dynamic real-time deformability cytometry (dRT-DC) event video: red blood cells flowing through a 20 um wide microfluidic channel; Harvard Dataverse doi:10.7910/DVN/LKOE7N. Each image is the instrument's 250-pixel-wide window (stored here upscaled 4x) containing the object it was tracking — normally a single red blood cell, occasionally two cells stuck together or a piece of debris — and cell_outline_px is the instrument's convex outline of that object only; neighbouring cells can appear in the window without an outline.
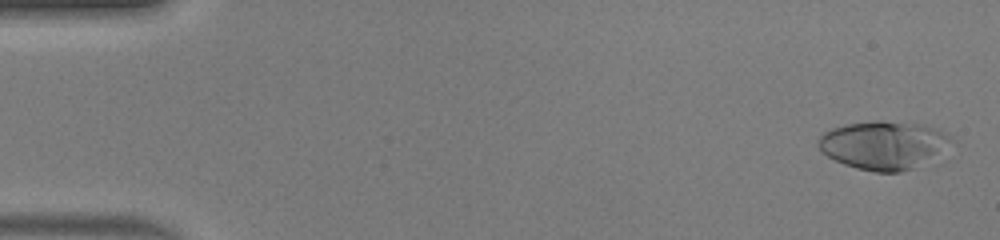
{"species": "human", "species_latin": "Homo sapiens", "temperature_condition": "warm", "stored_images_in_passage": 49, "camera_frame_rate_fps": 3000, "um_per_image_px": 0.085, "donor": {"sex": "male"}, "frame": {"image": 1, "passage_image": 2, "time_ms": 0.333, "image_size_px": [1000, 240], "cell_outline_px": [[952, 136], [948, 140], [912, 168], [900, 172], [876, 172], [856, 168], [844, 164], [828, 156], [816, 144], [820, 136], [824, 132], [832, 128], [844, 124], [872, 120], [880, 120], [916, 124], [932, 128], [944, 132]], "centroid_in_image_um": [74.9, 12.3], "position_along_channel_um": 10.1, "area_um2": 35.78}}
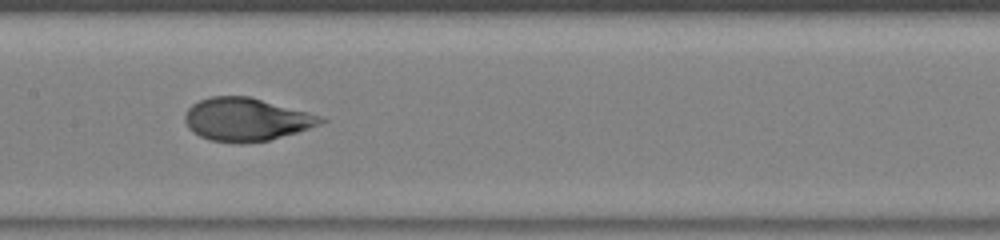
{"frame": {"image": 2, "passage_image": 25, "time_ms": 8.0, "image_size_px": [1000, 240], "cell_outline_px": [[328, 120], [320, 124], [296, 132], [268, 140], [240, 144], [208, 140], [192, 132], [188, 128], [184, 120], [184, 116], [188, 108], [192, 104], [200, 100], [212, 96], [248, 96], [308, 112], [320, 116]], "centroid_in_image_um": [20.88, 10.16], "position_along_channel_um": 186.5, "area_um2": 33.93}}
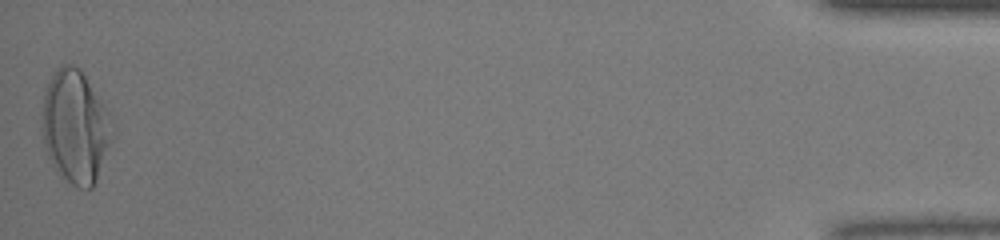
{"frame": {"image": 3, "passage_image": 49, "time_ms": 16.0, "image_size_px": [1000, 240], "cell_outline_px": [[116, 132], [96, 180], [92, 188], [76, 188], [56, 168], [48, 156], [40, 128], [44, 96], [52, 72], [60, 64], [72, 64], [80, 68], [112, 116]], "centroid_in_image_um": [6.43, 10.74], "position_along_channel_um": 428.8, "area_um2": 46.64}, "authors_computed_cell_mechanics": {"area_um2": 34.2176, "velocity_mm_per_s": 4.2251, "shape_relaxation_time_tau1_ms": 5.4934, "shape_relaxation_time_tau2_ms": null, "deformation_change_tau1": 0.2867, "deformation_change_tau2": null}}